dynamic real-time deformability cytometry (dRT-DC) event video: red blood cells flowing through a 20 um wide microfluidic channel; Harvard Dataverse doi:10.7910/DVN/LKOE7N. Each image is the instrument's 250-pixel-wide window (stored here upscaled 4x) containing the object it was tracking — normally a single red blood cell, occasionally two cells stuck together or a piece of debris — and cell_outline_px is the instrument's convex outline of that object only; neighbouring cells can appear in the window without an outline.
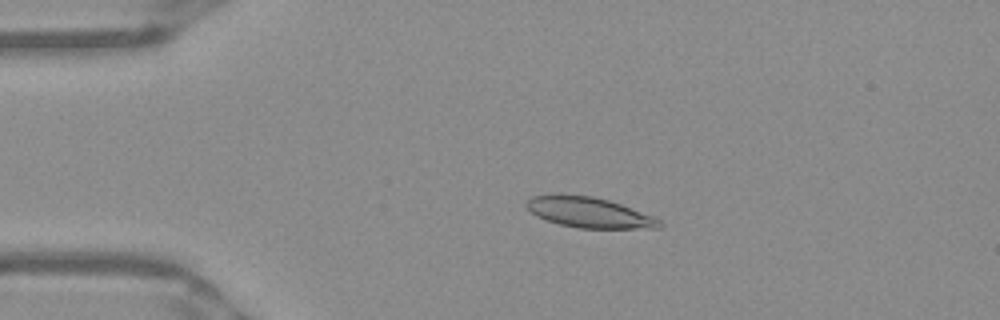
{"species": "Egyptian fruit bat (a non-hibernating species)", "species_latin": "Rousettus aegyptiacus", "temperature_condition": "warm", "stored_images_in_passage": 49, "camera_frame_rate_fps": 3000, "um_per_image_px": 0.085, "frame": {"image": 1, "passage_image": 9, "time_ms": 2.667, "image_size_px": [1000, 320], "cell_outline_px": [[664, 224], [660, 228], [576, 228], [544, 220], [536, 216], [524, 204], [532, 196], [560, 192], [592, 196], [608, 200], [620, 204], [652, 216], [660, 220]], "centroid_in_image_um": [50.01, 18.04], "position_along_channel_um": 35.0, "area_um2": 23.87}}
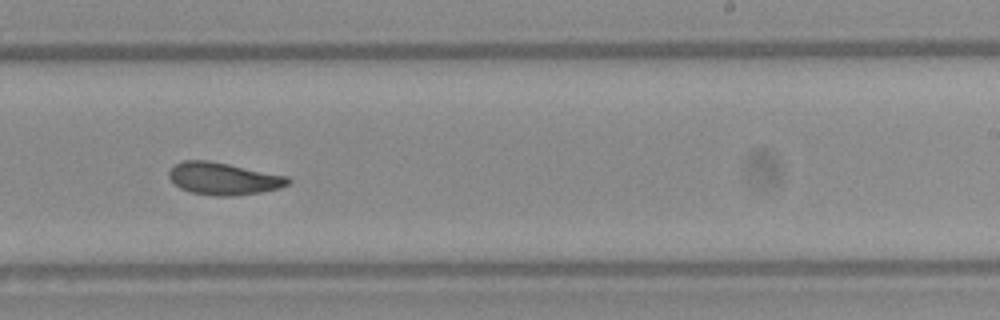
{"frame": {"image": 2, "passage_image": 30, "time_ms": 9.667, "image_size_px": [1000, 320], "cell_outline_px": [[292, 180], [288, 184], [280, 188], [260, 192], [232, 196], [216, 196], [192, 192], [180, 188], [168, 176], [168, 172], [180, 160], [208, 160], [288, 176]], "centroid_in_image_um": [19.0, 15.18], "position_along_channel_um": 270.0, "area_um2": 22.25}}
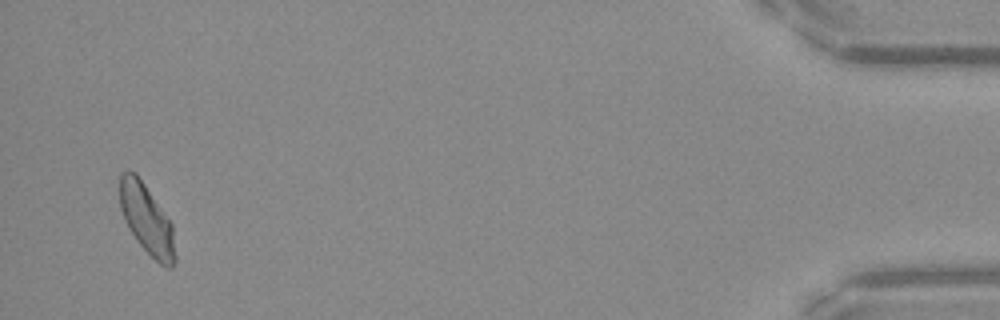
{"frame": {"image": 3, "passage_image": 48, "time_ms": 15.667, "image_size_px": [1000, 320], "cell_outline_px": [[176, 260], [172, 268], [164, 268], [136, 240], [128, 228], [124, 220], [120, 208], [120, 172], [136, 172], [172, 224], [176, 256]], "centroid_in_image_um": [12.48, 18.67], "position_along_channel_um": 422.7, "area_um2": 22.37}, "authors_computed_cell_mechanics": {"area_um2": 22.542, "velocity_mm_per_s": 3.9199, "shape_relaxation_time_tau1_ms": null, "shape_relaxation_time_tau2_ms": 3.8346, "deformation_change_tau1": null, "deformation_change_tau2": 0.1044}}